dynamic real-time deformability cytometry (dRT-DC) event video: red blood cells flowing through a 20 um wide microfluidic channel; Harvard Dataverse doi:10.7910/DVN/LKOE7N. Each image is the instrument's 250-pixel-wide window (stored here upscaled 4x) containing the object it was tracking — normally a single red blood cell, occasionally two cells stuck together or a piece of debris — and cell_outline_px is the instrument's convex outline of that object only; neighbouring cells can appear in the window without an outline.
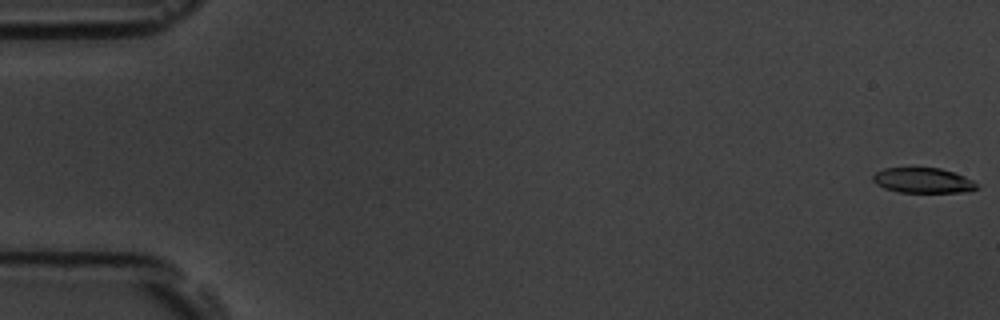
{"species": "common noctule bat (a hibernating species)", "species_latin": "Nyctalus noctula", "temperature_condition": "room temperature", "stored_images_in_passage": 55, "camera_frame_rate_fps": 3000, "um_per_image_px": 0.085, "animal": {"sex": "male", "body_mass_g": 19.5, "forearm_length_mm": 54.6}, "frame": {"image": 1, "passage_image": 1, "time_ms": 0.0, "image_size_px": [1000, 320], "cell_outline_px": [[980, 188], [968, 192], [900, 192], [884, 188], [876, 184], [872, 180], [872, 176], [876, 172], [884, 168], [940, 168], [964, 176], [972, 180]], "centroid_in_image_um": [78.45, 15.34], "position_along_channel_um": 6.5, "area_um2": 15.2}}
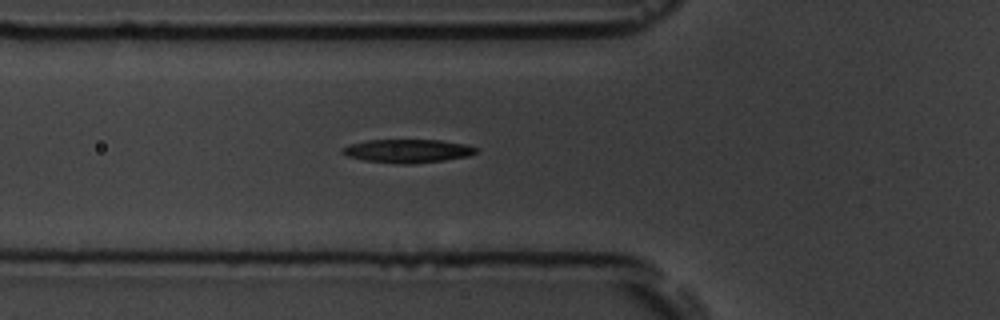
{"frame": {"image": 2, "passage_image": 20, "time_ms": 6.333, "image_size_px": [1000, 320], "cell_outline_px": [[476, 152], [468, 156], [444, 160], [412, 164], [400, 164], [364, 160], [348, 156], [340, 152], [340, 148], [348, 144], [368, 140], [440, 140], [468, 144], [476, 148]], "centroid_in_image_um": [34.61, 12.83], "position_along_channel_um": 91.2, "area_um2": 18.32}}
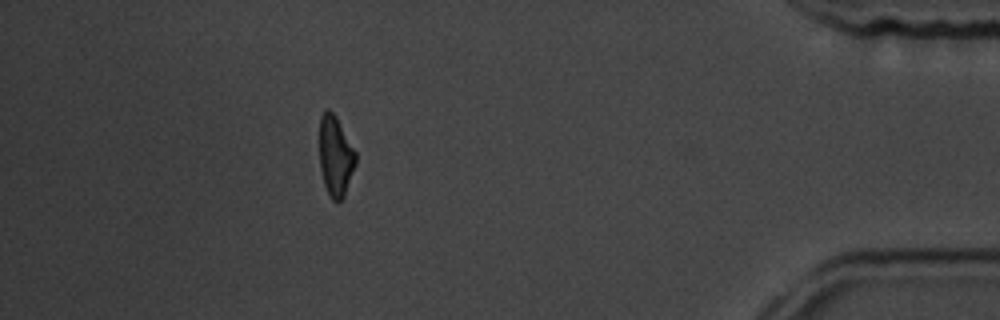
{"frame": {"image": 3, "passage_image": 49, "time_ms": 16.0, "image_size_px": [1000, 320], "cell_outline_px": [[356, 164], [344, 196], [336, 204], [332, 200], [324, 184], [320, 168], [320, 116], [328, 108], [336, 116], [356, 152]], "centroid_in_image_um": [28.52, 13.28], "position_along_channel_um": 406.7, "area_um2": 16.88}, "authors_computed_cell_mechanics": {"area_um2": 18.1492, "velocity_mm_per_s": 3.7826, "shape_relaxation_time_tau1_ms": 2.6698, "shape_relaxation_time_tau2_ms": 5.2008, "deformation_change_tau1": 0.1742, "deformation_change_tau2": 0.1577}}